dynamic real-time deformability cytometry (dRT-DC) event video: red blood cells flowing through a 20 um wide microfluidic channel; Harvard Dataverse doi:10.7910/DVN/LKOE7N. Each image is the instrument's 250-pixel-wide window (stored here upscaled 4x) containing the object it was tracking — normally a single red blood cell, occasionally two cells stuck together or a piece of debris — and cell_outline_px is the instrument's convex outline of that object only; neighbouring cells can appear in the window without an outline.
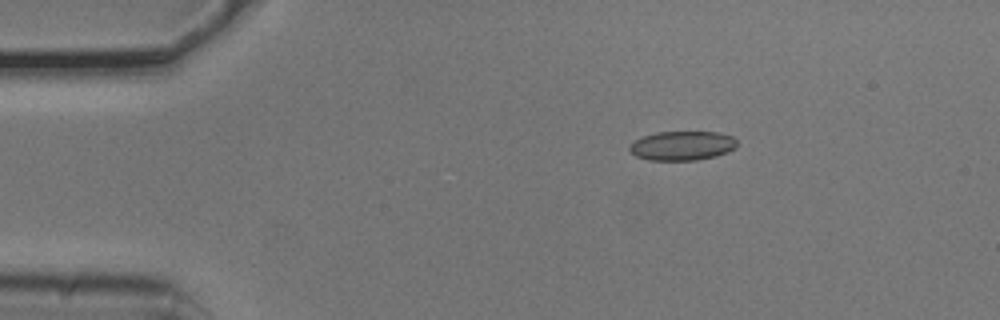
{"species": "common noctule bat (a hibernating species)", "species_latin": "Nyctalus noctula", "temperature_condition": "cold", "stored_images_in_passage": 3, "camera_frame_rate_fps": 3000, "um_per_image_px": 0.085, "animal": {"sex": "male", "body_mass_g": 20.5, "forearm_length_mm": 52.5}, "frame": {"image": 1, "passage_image": 2, "time_ms": 0.333, "image_size_px": [1000, 320], "cell_outline_px": [[736, 148], [728, 152], [716, 156], [696, 160], [648, 160], [636, 156], [628, 148], [636, 140], [644, 136], [656, 132], [716, 132], [732, 136], [736, 140]], "centroid_in_image_um": [58.01, 12.39], "position_along_channel_um": 27.0, "area_um2": 18.21}}